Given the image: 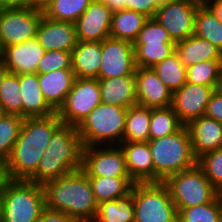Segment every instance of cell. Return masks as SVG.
I'll list each match as a JSON object with an SVG mask.
<instances>
[{
    "mask_svg": "<svg viewBox=\"0 0 222 222\" xmlns=\"http://www.w3.org/2000/svg\"><path fill=\"white\" fill-rule=\"evenodd\" d=\"M62 124L57 112L47 117L24 118L7 160L10 179L28 180L37 171L52 134Z\"/></svg>",
    "mask_w": 222,
    "mask_h": 222,
    "instance_id": "cell-1",
    "label": "cell"
},
{
    "mask_svg": "<svg viewBox=\"0 0 222 222\" xmlns=\"http://www.w3.org/2000/svg\"><path fill=\"white\" fill-rule=\"evenodd\" d=\"M45 207L61 211L76 222H92L97 214L95 200L87 174L76 170L42 185Z\"/></svg>",
    "mask_w": 222,
    "mask_h": 222,
    "instance_id": "cell-2",
    "label": "cell"
},
{
    "mask_svg": "<svg viewBox=\"0 0 222 222\" xmlns=\"http://www.w3.org/2000/svg\"><path fill=\"white\" fill-rule=\"evenodd\" d=\"M82 142L76 126L62 124L51 136L37 171L28 179L43 185L82 168Z\"/></svg>",
    "mask_w": 222,
    "mask_h": 222,
    "instance_id": "cell-3",
    "label": "cell"
},
{
    "mask_svg": "<svg viewBox=\"0 0 222 222\" xmlns=\"http://www.w3.org/2000/svg\"><path fill=\"white\" fill-rule=\"evenodd\" d=\"M154 163V182L197 165L187 126L163 138L148 141Z\"/></svg>",
    "mask_w": 222,
    "mask_h": 222,
    "instance_id": "cell-4",
    "label": "cell"
},
{
    "mask_svg": "<svg viewBox=\"0 0 222 222\" xmlns=\"http://www.w3.org/2000/svg\"><path fill=\"white\" fill-rule=\"evenodd\" d=\"M126 112L127 108L120 106L97 105L77 126L82 146L120 145L123 142Z\"/></svg>",
    "mask_w": 222,
    "mask_h": 222,
    "instance_id": "cell-5",
    "label": "cell"
},
{
    "mask_svg": "<svg viewBox=\"0 0 222 222\" xmlns=\"http://www.w3.org/2000/svg\"><path fill=\"white\" fill-rule=\"evenodd\" d=\"M2 222H36L45 208L42 185L11 179L3 190Z\"/></svg>",
    "mask_w": 222,
    "mask_h": 222,
    "instance_id": "cell-6",
    "label": "cell"
},
{
    "mask_svg": "<svg viewBox=\"0 0 222 222\" xmlns=\"http://www.w3.org/2000/svg\"><path fill=\"white\" fill-rule=\"evenodd\" d=\"M133 195L135 222H178V212L164 182L135 183Z\"/></svg>",
    "mask_w": 222,
    "mask_h": 222,
    "instance_id": "cell-7",
    "label": "cell"
},
{
    "mask_svg": "<svg viewBox=\"0 0 222 222\" xmlns=\"http://www.w3.org/2000/svg\"><path fill=\"white\" fill-rule=\"evenodd\" d=\"M164 183L178 213L182 209L210 203L220 194L198 165L170 175Z\"/></svg>",
    "mask_w": 222,
    "mask_h": 222,
    "instance_id": "cell-8",
    "label": "cell"
},
{
    "mask_svg": "<svg viewBox=\"0 0 222 222\" xmlns=\"http://www.w3.org/2000/svg\"><path fill=\"white\" fill-rule=\"evenodd\" d=\"M43 15L34 7L0 9V51L36 38Z\"/></svg>",
    "mask_w": 222,
    "mask_h": 222,
    "instance_id": "cell-9",
    "label": "cell"
},
{
    "mask_svg": "<svg viewBox=\"0 0 222 222\" xmlns=\"http://www.w3.org/2000/svg\"><path fill=\"white\" fill-rule=\"evenodd\" d=\"M101 103L98 79L75 78L58 116L63 124L78 126Z\"/></svg>",
    "mask_w": 222,
    "mask_h": 222,
    "instance_id": "cell-10",
    "label": "cell"
},
{
    "mask_svg": "<svg viewBox=\"0 0 222 222\" xmlns=\"http://www.w3.org/2000/svg\"><path fill=\"white\" fill-rule=\"evenodd\" d=\"M201 0H168L159 6L154 18L175 43L194 33L195 16Z\"/></svg>",
    "mask_w": 222,
    "mask_h": 222,
    "instance_id": "cell-11",
    "label": "cell"
},
{
    "mask_svg": "<svg viewBox=\"0 0 222 222\" xmlns=\"http://www.w3.org/2000/svg\"><path fill=\"white\" fill-rule=\"evenodd\" d=\"M81 169L88 177H130L119 145L83 147Z\"/></svg>",
    "mask_w": 222,
    "mask_h": 222,
    "instance_id": "cell-12",
    "label": "cell"
},
{
    "mask_svg": "<svg viewBox=\"0 0 222 222\" xmlns=\"http://www.w3.org/2000/svg\"><path fill=\"white\" fill-rule=\"evenodd\" d=\"M101 65L97 79L135 75V51L132 42L108 37L101 42Z\"/></svg>",
    "mask_w": 222,
    "mask_h": 222,
    "instance_id": "cell-13",
    "label": "cell"
},
{
    "mask_svg": "<svg viewBox=\"0 0 222 222\" xmlns=\"http://www.w3.org/2000/svg\"><path fill=\"white\" fill-rule=\"evenodd\" d=\"M217 87L186 82L173 92L171 107L184 126L204 116L211 94Z\"/></svg>",
    "mask_w": 222,
    "mask_h": 222,
    "instance_id": "cell-14",
    "label": "cell"
},
{
    "mask_svg": "<svg viewBox=\"0 0 222 222\" xmlns=\"http://www.w3.org/2000/svg\"><path fill=\"white\" fill-rule=\"evenodd\" d=\"M112 14L102 2L93 0L75 22L77 41L102 42L110 37Z\"/></svg>",
    "mask_w": 222,
    "mask_h": 222,
    "instance_id": "cell-15",
    "label": "cell"
},
{
    "mask_svg": "<svg viewBox=\"0 0 222 222\" xmlns=\"http://www.w3.org/2000/svg\"><path fill=\"white\" fill-rule=\"evenodd\" d=\"M137 104L148 108H166L172 104L173 92L152 68L137 67L135 71Z\"/></svg>",
    "mask_w": 222,
    "mask_h": 222,
    "instance_id": "cell-16",
    "label": "cell"
},
{
    "mask_svg": "<svg viewBox=\"0 0 222 222\" xmlns=\"http://www.w3.org/2000/svg\"><path fill=\"white\" fill-rule=\"evenodd\" d=\"M36 39L45 51H72L78 42L75 23L57 21L43 15Z\"/></svg>",
    "mask_w": 222,
    "mask_h": 222,
    "instance_id": "cell-17",
    "label": "cell"
},
{
    "mask_svg": "<svg viewBox=\"0 0 222 222\" xmlns=\"http://www.w3.org/2000/svg\"><path fill=\"white\" fill-rule=\"evenodd\" d=\"M45 50L36 38L24 43L4 47L0 51L8 72L14 74L36 73Z\"/></svg>",
    "mask_w": 222,
    "mask_h": 222,
    "instance_id": "cell-18",
    "label": "cell"
},
{
    "mask_svg": "<svg viewBox=\"0 0 222 222\" xmlns=\"http://www.w3.org/2000/svg\"><path fill=\"white\" fill-rule=\"evenodd\" d=\"M119 146L130 178L135 183L154 182V163L148 142H122Z\"/></svg>",
    "mask_w": 222,
    "mask_h": 222,
    "instance_id": "cell-19",
    "label": "cell"
},
{
    "mask_svg": "<svg viewBox=\"0 0 222 222\" xmlns=\"http://www.w3.org/2000/svg\"><path fill=\"white\" fill-rule=\"evenodd\" d=\"M75 75L72 69H59L45 74H38L39 86L48 105L55 111L64 105L72 89Z\"/></svg>",
    "mask_w": 222,
    "mask_h": 222,
    "instance_id": "cell-20",
    "label": "cell"
},
{
    "mask_svg": "<svg viewBox=\"0 0 222 222\" xmlns=\"http://www.w3.org/2000/svg\"><path fill=\"white\" fill-rule=\"evenodd\" d=\"M192 149L198 158L202 154L222 148V123L205 116L187 125Z\"/></svg>",
    "mask_w": 222,
    "mask_h": 222,
    "instance_id": "cell-21",
    "label": "cell"
},
{
    "mask_svg": "<svg viewBox=\"0 0 222 222\" xmlns=\"http://www.w3.org/2000/svg\"><path fill=\"white\" fill-rule=\"evenodd\" d=\"M101 103L129 108L137 104L135 75L98 79Z\"/></svg>",
    "mask_w": 222,
    "mask_h": 222,
    "instance_id": "cell-22",
    "label": "cell"
},
{
    "mask_svg": "<svg viewBox=\"0 0 222 222\" xmlns=\"http://www.w3.org/2000/svg\"><path fill=\"white\" fill-rule=\"evenodd\" d=\"M19 84L22 118L47 117L56 113L43 97L37 73L19 74Z\"/></svg>",
    "mask_w": 222,
    "mask_h": 222,
    "instance_id": "cell-23",
    "label": "cell"
},
{
    "mask_svg": "<svg viewBox=\"0 0 222 222\" xmlns=\"http://www.w3.org/2000/svg\"><path fill=\"white\" fill-rule=\"evenodd\" d=\"M75 78L97 79L101 65V42L78 41L71 51Z\"/></svg>",
    "mask_w": 222,
    "mask_h": 222,
    "instance_id": "cell-24",
    "label": "cell"
},
{
    "mask_svg": "<svg viewBox=\"0 0 222 222\" xmlns=\"http://www.w3.org/2000/svg\"><path fill=\"white\" fill-rule=\"evenodd\" d=\"M176 52L186 68L202 61L222 60V52L218 48L194 34L176 42Z\"/></svg>",
    "mask_w": 222,
    "mask_h": 222,
    "instance_id": "cell-25",
    "label": "cell"
},
{
    "mask_svg": "<svg viewBox=\"0 0 222 222\" xmlns=\"http://www.w3.org/2000/svg\"><path fill=\"white\" fill-rule=\"evenodd\" d=\"M145 14L123 9L112 14L110 37L134 43L145 22Z\"/></svg>",
    "mask_w": 222,
    "mask_h": 222,
    "instance_id": "cell-26",
    "label": "cell"
},
{
    "mask_svg": "<svg viewBox=\"0 0 222 222\" xmlns=\"http://www.w3.org/2000/svg\"><path fill=\"white\" fill-rule=\"evenodd\" d=\"M94 197L99 204L103 201L116 200L130 194L135 182L130 177H88Z\"/></svg>",
    "mask_w": 222,
    "mask_h": 222,
    "instance_id": "cell-27",
    "label": "cell"
},
{
    "mask_svg": "<svg viewBox=\"0 0 222 222\" xmlns=\"http://www.w3.org/2000/svg\"><path fill=\"white\" fill-rule=\"evenodd\" d=\"M151 108L135 104L127 108L123 142H148Z\"/></svg>",
    "mask_w": 222,
    "mask_h": 222,
    "instance_id": "cell-28",
    "label": "cell"
},
{
    "mask_svg": "<svg viewBox=\"0 0 222 222\" xmlns=\"http://www.w3.org/2000/svg\"><path fill=\"white\" fill-rule=\"evenodd\" d=\"M92 222H135L133 195L100 202Z\"/></svg>",
    "mask_w": 222,
    "mask_h": 222,
    "instance_id": "cell-29",
    "label": "cell"
},
{
    "mask_svg": "<svg viewBox=\"0 0 222 222\" xmlns=\"http://www.w3.org/2000/svg\"><path fill=\"white\" fill-rule=\"evenodd\" d=\"M193 34L208 40L222 52V23L204 3L197 9Z\"/></svg>",
    "mask_w": 222,
    "mask_h": 222,
    "instance_id": "cell-30",
    "label": "cell"
},
{
    "mask_svg": "<svg viewBox=\"0 0 222 222\" xmlns=\"http://www.w3.org/2000/svg\"><path fill=\"white\" fill-rule=\"evenodd\" d=\"M152 69L172 92L180 89L186 83V67L176 51L154 65Z\"/></svg>",
    "mask_w": 222,
    "mask_h": 222,
    "instance_id": "cell-31",
    "label": "cell"
},
{
    "mask_svg": "<svg viewBox=\"0 0 222 222\" xmlns=\"http://www.w3.org/2000/svg\"><path fill=\"white\" fill-rule=\"evenodd\" d=\"M184 125L173 108H151L149 140L163 138L179 131Z\"/></svg>",
    "mask_w": 222,
    "mask_h": 222,
    "instance_id": "cell-32",
    "label": "cell"
},
{
    "mask_svg": "<svg viewBox=\"0 0 222 222\" xmlns=\"http://www.w3.org/2000/svg\"><path fill=\"white\" fill-rule=\"evenodd\" d=\"M0 104L5 114L22 117V95L18 74L7 72L2 79Z\"/></svg>",
    "mask_w": 222,
    "mask_h": 222,
    "instance_id": "cell-33",
    "label": "cell"
},
{
    "mask_svg": "<svg viewBox=\"0 0 222 222\" xmlns=\"http://www.w3.org/2000/svg\"><path fill=\"white\" fill-rule=\"evenodd\" d=\"M93 0H54L44 10L47 18L75 23Z\"/></svg>",
    "mask_w": 222,
    "mask_h": 222,
    "instance_id": "cell-34",
    "label": "cell"
},
{
    "mask_svg": "<svg viewBox=\"0 0 222 222\" xmlns=\"http://www.w3.org/2000/svg\"><path fill=\"white\" fill-rule=\"evenodd\" d=\"M178 222H222V193L210 203L182 209Z\"/></svg>",
    "mask_w": 222,
    "mask_h": 222,
    "instance_id": "cell-35",
    "label": "cell"
},
{
    "mask_svg": "<svg viewBox=\"0 0 222 222\" xmlns=\"http://www.w3.org/2000/svg\"><path fill=\"white\" fill-rule=\"evenodd\" d=\"M222 70V60H207L186 68V82L217 87Z\"/></svg>",
    "mask_w": 222,
    "mask_h": 222,
    "instance_id": "cell-36",
    "label": "cell"
},
{
    "mask_svg": "<svg viewBox=\"0 0 222 222\" xmlns=\"http://www.w3.org/2000/svg\"><path fill=\"white\" fill-rule=\"evenodd\" d=\"M137 67L152 68L176 51V44H133Z\"/></svg>",
    "mask_w": 222,
    "mask_h": 222,
    "instance_id": "cell-37",
    "label": "cell"
},
{
    "mask_svg": "<svg viewBox=\"0 0 222 222\" xmlns=\"http://www.w3.org/2000/svg\"><path fill=\"white\" fill-rule=\"evenodd\" d=\"M23 121L24 118L9 114H4L0 119V160L7 162L19 137Z\"/></svg>",
    "mask_w": 222,
    "mask_h": 222,
    "instance_id": "cell-38",
    "label": "cell"
},
{
    "mask_svg": "<svg viewBox=\"0 0 222 222\" xmlns=\"http://www.w3.org/2000/svg\"><path fill=\"white\" fill-rule=\"evenodd\" d=\"M197 165L210 183L222 193V148L208 151L197 158Z\"/></svg>",
    "mask_w": 222,
    "mask_h": 222,
    "instance_id": "cell-39",
    "label": "cell"
},
{
    "mask_svg": "<svg viewBox=\"0 0 222 222\" xmlns=\"http://www.w3.org/2000/svg\"><path fill=\"white\" fill-rule=\"evenodd\" d=\"M133 44H176L167 30L155 19L149 18Z\"/></svg>",
    "mask_w": 222,
    "mask_h": 222,
    "instance_id": "cell-40",
    "label": "cell"
},
{
    "mask_svg": "<svg viewBox=\"0 0 222 222\" xmlns=\"http://www.w3.org/2000/svg\"><path fill=\"white\" fill-rule=\"evenodd\" d=\"M59 69H72L71 51H45L37 66V74H45Z\"/></svg>",
    "mask_w": 222,
    "mask_h": 222,
    "instance_id": "cell-41",
    "label": "cell"
},
{
    "mask_svg": "<svg viewBox=\"0 0 222 222\" xmlns=\"http://www.w3.org/2000/svg\"><path fill=\"white\" fill-rule=\"evenodd\" d=\"M168 0H124L126 9L145 14L149 18H154L159 6Z\"/></svg>",
    "mask_w": 222,
    "mask_h": 222,
    "instance_id": "cell-42",
    "label": "cell"
},
{
    "mask_svg": "<svg viewBox=\"0 0 222 222\" xmlns=\"http://www.w3.org/2000/svg\"><path fill=\"white\" fill-rule=\"evenodd\" d=\"M204 116L222 123V93L219 90L211 94Z\"/></svg>",
    "mask_w": 222,
    "mask_h": 222,
    "instance_id": "cell-43",
    "label": "cell"
},
{
    "mask_svg": "<svg viewBox=\"0 0 222 222\" xmlns=\"http://www.w3.org/2000/svg\"><path fill=\"white\" fill-rule=\"evenodd\" d=\"M36 222H76V221L66 213L45 207Z\"/></svg>",
    "mask_w": 222,
    "mask_h": 222,
    "instance_id": "cell-44",
    "label": "cell"
},
{
    "mask_svg": "<svg viewBox=\"0 0 222 222\" xmlns=\"http://www.w3.org/2000/svg\"><path fill=\"white\" fill-rule=\"evenodd\" d=\"M26 7H33V0H0V9Z\"/></svg>",
    "mask_w": 222,
    "mask_h": 222,
    "instance_id": "cell-45",
    "label": "cell"
},
{
    "mask_svg": "<svg viewBox=\"0 0 222 222\" xmlns=\"http://www.w3.org/2000/svg\"><path fill=\"white\" fill-rule=\"evenodd\" d=\"M222 23V0H201ZM211 2V3H210Z\"/></svg>",
    "mask_w": 222,
    "mask_h": 222,
    "instance_id": "cell-46",
    "label": "cell"
},
{
    "mask_svg": "<svg viewBox=\"0 0 222 222\" xmlns=\"http://www.w3.org/2000/svg\"><path fill=\"white\" fill-rule=\"evenodd\" d=\"M10 180L7 162L0 160V191L4 190Z\"/></svg>",
    "mask_w": 222,
    "mask_h": 222,
    "instance_id": "cell-47",
    "label": "cell"
},
{
    "mask_svg": "<svg viewBox=\"0 0 222 222\" xmlns=\"http://www.w3.org/2000/svg\"><path fill=\"white\" fill-rule=\"evenodd\" d=\"M106 5L113 13L126 9V2L124 0H98Z\"/></svg>",
    "mask_w": 222,
    "mask_h": 222,
    "instance_id": "cell-48",
    "label": "cell"
},
{
    "mask_svg": "<svg viewBox=\"0 0 222 222\" xmlns=\"http://www.w3.org/2000/svg\"><path fill=\"white\" fill-rule=\"evenodd\" d=\"M54 0H33V7L37 10L43 11Z\"/></svg>",
    "mask_w": 222,
    "mask_h": 222,
    "instance_id": "cell-49",
    "label": "cell"
},
{
    "mask_svg": "<svg viewBox=\"0 0 222 222\" xmlns=\"http://www.w3.org/2000/svg\"><path fill=\"white\" fill-rule=\"evenodd\" d=\"M7 72L8 70L6 66L4 65L3 59L0 55V88H1L2 79L4 78Z\"/></svg>",
    "mask_w": 222,
    "mask_h": 222,
    "instance_id": "cell-50",
    "label": "cell"
},
{
    "mask_svg": "<svg viewBox=\"0 0 222 222\" xmlns=\"http://www.w3.org/2000/svg\"><path fill=\"white\" fill-rule=\"evenodd\" d=\"M3 212H4V195L3 191H0V222L3 219Z\"/></svg>",
    "mask_w": 222,
    "mask_h": 222,
    "instance_id": "cell-51",
    "label": "cell"
},
{
    "mask_svg": "<svg viewBox=\"0 0 222 222\" xmlns=\"http://www.w3.org/2000/svg\"><path fill=\"white\" fill-rule=\"evenodd\" d=\"M217 90H219L222 93V70H221V74H220V77H219Z\"/></svg>",
    "mask_w": 222,
    "mask_h": 222,
    "instance_id": "cell-52",
    "label": "cell"
},
{
    "mask_svg": "<svg viewBox=\"0 0 222 222\" xmlns=\"http://www.w3.org/2000/svg\"><path fill=\"white\" fill-rule=\"evenodd\" d=\"M4 111H3V108H2V106H1V104H0V119L4 116Z\"/></svg>",
    "mask_w": 222,
    "mask_h": 222,
    "instance_id": "cell-53",
    "label": "cell"
}]
</instances>
